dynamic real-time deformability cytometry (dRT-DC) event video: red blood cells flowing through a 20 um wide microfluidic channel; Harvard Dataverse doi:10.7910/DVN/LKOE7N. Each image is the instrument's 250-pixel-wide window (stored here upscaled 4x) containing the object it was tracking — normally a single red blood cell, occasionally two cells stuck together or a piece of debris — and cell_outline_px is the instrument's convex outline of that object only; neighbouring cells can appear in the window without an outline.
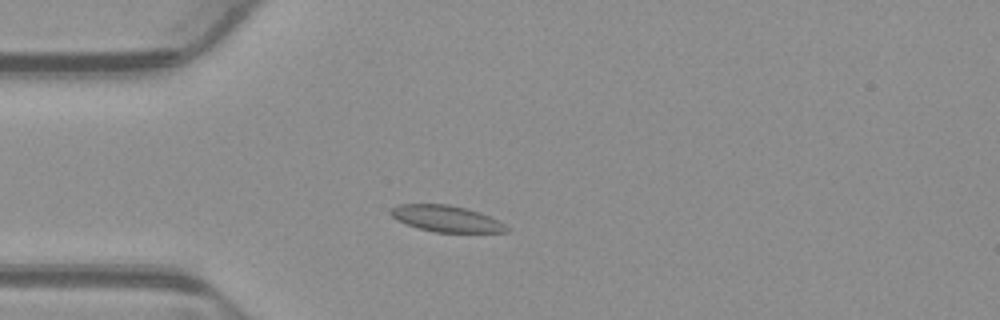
{"species": "common noctule bat (a hibernating species)", "species_latin": "Nyctalus noctula", "temperature_condition": "warm", "stored_images_in_passage": 49, "camera_frame_rate_fps": 3000, "um_per_image_px": 0.085, "animal": {"sex": "male", "body_mass_g": 23.1, "forearm_length_mm": 52.7}, "frame": {"image": 1, "passage_image": 10, "time_ms": 3.0, "image_size_px": [1000, 320], "cell_outline_px": [[508, 232], [436, 232], [420, 228], [408, 224], [392, 216], [388, 212], [396, 204], [448, 204], [468, 208], [480, 212], [504, 224], [508, 228]], "centroid_in_image_um": [37.93, 18.57], "position_along_channel_um": 47.1, "area_um2": 17.51}}
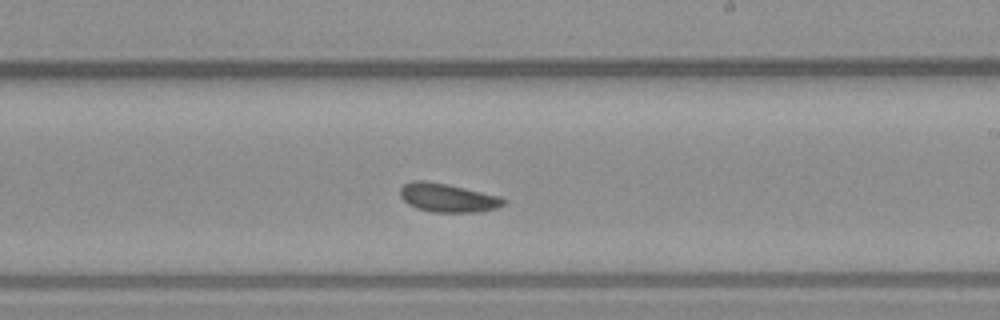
{"frame": {"image": 2, "passage_image": 27, "time_ms": 8.667, "image_size_px": [1000, 320], "cell_outline_px": [[508, 200], [504, 204], [496, 208], [480, 212], [432, 212], [416, 208], [408, 204], [400, 196], [400, 188], [404, 184], [412, 180], [428, 180], [448, 184], [500, 196]], "centroid_in_image_um": [38.05, 16.8], "position_along_channel_um": 251.0, "area_um2": 17.46}}
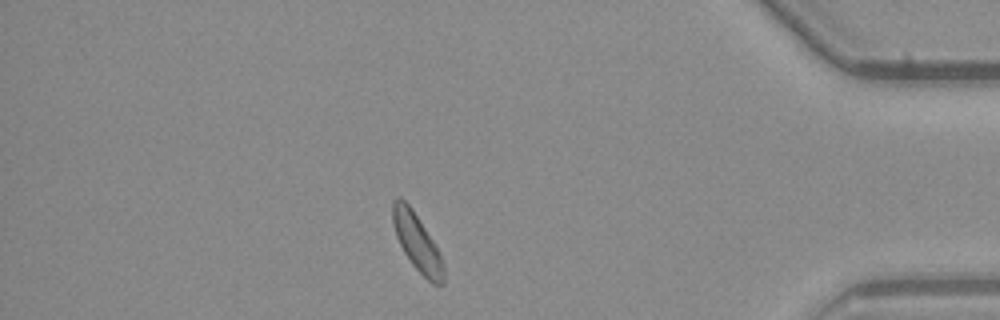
{"frame": {"image": 3, "passage_image": 42, "time_ms": 13.667, "image_size_px": [1000, 320], "cell_outline_px": [[444, 284], [432, 284], [412, 264], [404, 252], [396, 236], [392, 224], [392, 200], [396, 196], [400, 196], [412, 208], [432, 240], [444, 264]], "centroid_in_image_um": [35.42, 20.57], "position_along_channel_um": 399.8, "area_um2": 16.76}, "authors_computed_cell_mechanics": {"area_um2": 17.2244, "velocity_mm_per_s": 3.8325, "shape_relaxation_time_tau1_ms": 3.7767, "shape_relaxation_time_tau2_ms": 2.2347, "deformation_change_tau1": 0.1002, "deformation_change_tau2": 0.0618}}